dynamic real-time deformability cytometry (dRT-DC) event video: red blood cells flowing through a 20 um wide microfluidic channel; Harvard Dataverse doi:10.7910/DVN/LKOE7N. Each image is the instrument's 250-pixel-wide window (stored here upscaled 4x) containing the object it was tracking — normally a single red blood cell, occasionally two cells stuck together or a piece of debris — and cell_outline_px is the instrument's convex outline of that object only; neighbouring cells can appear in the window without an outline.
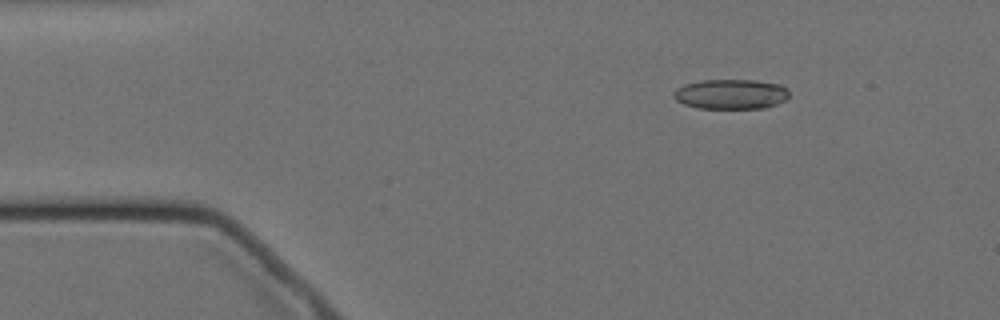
{"species": "Egyptian fruit bat (a non-hibernating species)", "species_latin": "Rousettus aegyptiacus", "temperature_condition": "cold", "stored_images_in_passage": 8, "camera_frame_rate_fps": 3000, "um_per_image_px": 0.085, "animal": {"sex": "female"}, "frame": {"image": 1, "passage_image": 2, "time_ms": 1.0, "image_size_px": [1000, 320], "cell_outline_px": [[788, 96], [784, 100], [776, 104], [764, 108], [696, 108], [684, 104], [676, 100], [672, 96], [672, 92], [676, 88], [684, 84], [700, 80], [756, 80], [780, 84], [788, 88]], "centroid_in_image_um": [62.09, 7.99], "position_along_channel_um": 22.9, "area_um2": 20.29}}
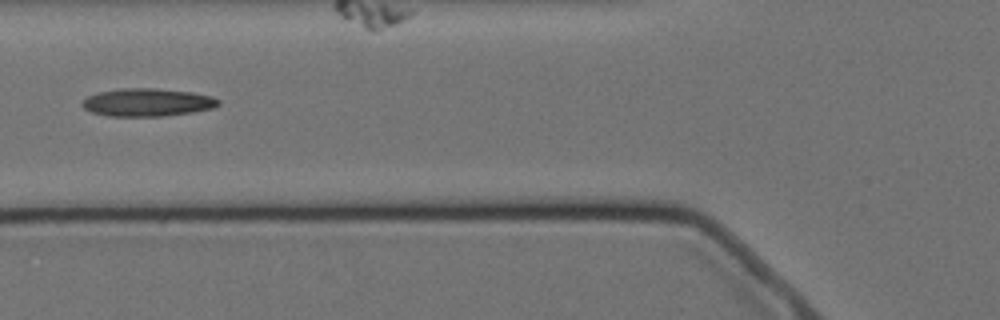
{"frame": {"image": 2, "passage_image": 5, "time_ms": 5.333, "image_size_px": [1000, 320], "cell_outline_px": [[220, 104], [212, 108], [192, 112], [164, 116], [108, 116], [92, 112], [84, 108], [80, 104], [88, 96], [96, 92], [120, 88], [156, 88], [192, 92], [212, 96], [220, 100]], "centroid_in_image_um": [12.51, 8.69], "position_along_channel_um": 113.3, "area_um2": 22.25}}
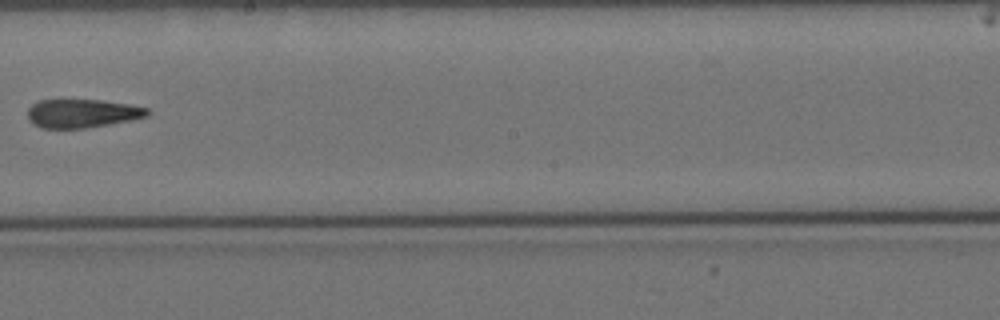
{"frame": {"image": 3, "passage_image": 8, "time_ms": 9.0, "image_size_px": [1000, 320], "cell_outline_px": [[148, 116], [132, 120], [84, 128], [40, 128], [32, 124], [28, 120], [28, 108], [32, 104], [40, 100], [100, 100], [128, 104], [148, 108]], "centroid_in_image_um": [6.95, 9.64], "position_along_channel_um": 241.2, "area_um2": 19.88}}